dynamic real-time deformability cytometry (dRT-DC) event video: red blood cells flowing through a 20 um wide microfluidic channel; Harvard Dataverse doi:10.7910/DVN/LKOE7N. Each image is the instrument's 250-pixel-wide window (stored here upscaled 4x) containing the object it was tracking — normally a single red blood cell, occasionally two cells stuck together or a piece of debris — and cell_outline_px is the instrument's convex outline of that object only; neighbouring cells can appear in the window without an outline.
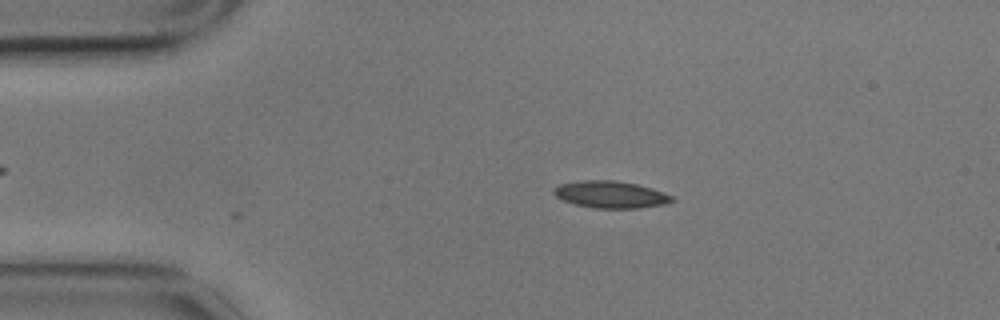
{"species": "common noctule bat (a hibernating species)", "species_latin": "Nyctalus noctula", "temperature_condition": "cold", "stored_images_in_passage": 6, "camera_frame_rate_fps": 3000, "um_per_image_px": 0.085, "animal": {"sex": "male", "body_mass_g": 17.9}, "frame": {"image": 1, "passage_image": 2, "time_ms": 0.333, "image_size_px": [1000, 320], "cell_outline_px": [[676, 200], [664, 204], [640, 208], [592, 208], [576, 204], [564, 200], [556, 196], [552, 192], [552, 188], [560, 184], [584, 180], [616, 180], [636, 184], [652, 188], [672, 196]], "centroid_in_image_um": [51.9, 16.53], "position_along_channel_um": 33.1, "area_um2": 18.55}}
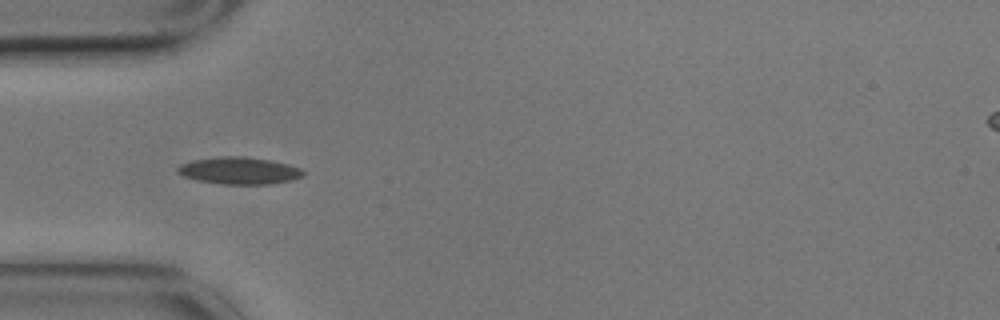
{"frame": {"image": 2, "passage_image": 3, "time_ms": 0.667, "image_size_px": [1000, 320], "cell_outline_px": [[308, 172], [304, 176], [292, 180], [272, 184], [224, 184], [196, 180], [184, 176], [176, 172], [176, 168], [180, 164], [192, 160], [224, 156], [244, 156], [272, 160], [288, 164], [300, 168]], "centroid_in_image_um": [20.37, 14.5], "position_along_channel_um": 64.6, "area_um2": 20.06}}